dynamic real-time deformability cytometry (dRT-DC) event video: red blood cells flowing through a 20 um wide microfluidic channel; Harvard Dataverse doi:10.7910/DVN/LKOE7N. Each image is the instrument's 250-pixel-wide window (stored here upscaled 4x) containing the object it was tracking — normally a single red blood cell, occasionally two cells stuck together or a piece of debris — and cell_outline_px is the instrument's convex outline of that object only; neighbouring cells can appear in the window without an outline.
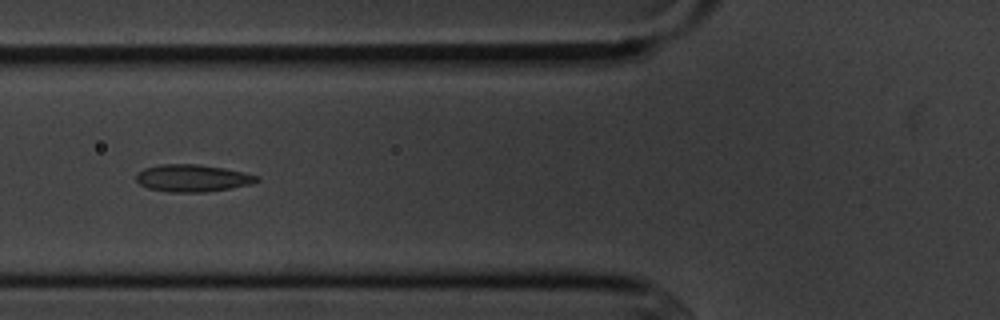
{"species": "common noctule bat (a hibernating species)", "species_latin": "Nyctalus noctula", "temperature_condition": "cold", "stored_images_in_passage": 6, "camera_frame_rate_fps": 3000, "um_per_image_px": 0.085, "animal": {"sex": "male", "body_mass_g": 20.1, "forearm_length_mm": 53.5}, "frame": {"image": 1, "passage_image": 5, "time_ms": 4.667, "image_size_px": [1000, 320], "cell_outline_px": [[260, 180], [252, 184], [204, 192], [168, 192], [148, 188], [140, 184], [136, 180], [136, 172], [144, 168], [160, 164], [200, 164], [224, 168], [244, 172], [260, 176]], "centroid_in_image_um": [16.36, 15.13], "position_along_channel_um": 109.4, "area_um2": 19.25}}
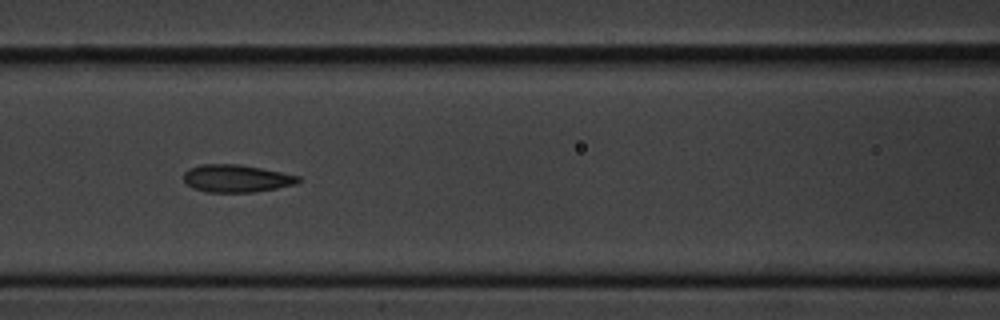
{"frame": {"image": 2, "passage_image": 6, "time_ms": 5.667, "image_size_px": [1000, 320], "cell_outline_px": [[300, 180], [296, 184], [276, 188], [252, 192], [208, 192], [192, 188], [184, 180], [184, 172], [200, 164], [240, 164], [300, 176]], "centroid_in_image_um": [20.09, 15.16], "position_along_channel_um": 146.5, "area_um2": 18.21}}